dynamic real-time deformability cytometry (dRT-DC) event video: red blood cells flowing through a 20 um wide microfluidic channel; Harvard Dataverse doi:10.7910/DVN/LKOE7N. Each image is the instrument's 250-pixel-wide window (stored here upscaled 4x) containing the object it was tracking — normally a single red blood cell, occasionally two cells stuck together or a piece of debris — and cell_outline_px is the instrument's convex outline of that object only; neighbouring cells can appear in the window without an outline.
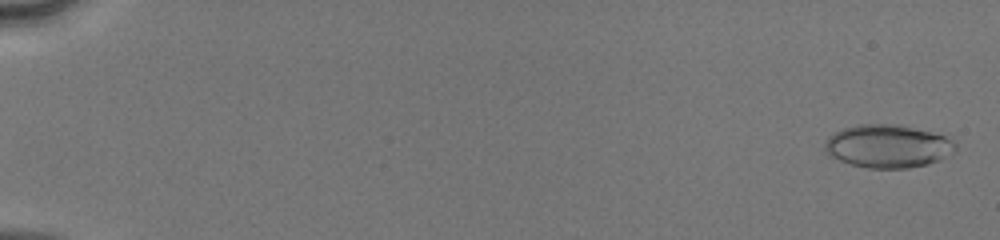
{"species": "human", "species_latin": "Homo sapiens", "temperature_condition": "cold", "stored_images_in_passage": 52, "camera_frame_rate_fps": 3000, "um_per_image_px": 0.085, "donor": {"sex": "male"}, "frame": {"image": 1, "passage_image": 2, "time_ms": 0.333, "image_size_px": [1000, 240], "cell_outline_px": [[956, 152], [940, 160], [928, 164], [908, 168], [868, 168], [852, 164], [840, 160], [832, 156], [824, 148], [824, 144], [828, 136], [844, 128], [860, 124], [896, 124], [948, 132], [956, 144]], "centroid_in_image_um": [75.61, 12.39], "position_along_channel_um": 9.4, "area_um2": 33.58}}
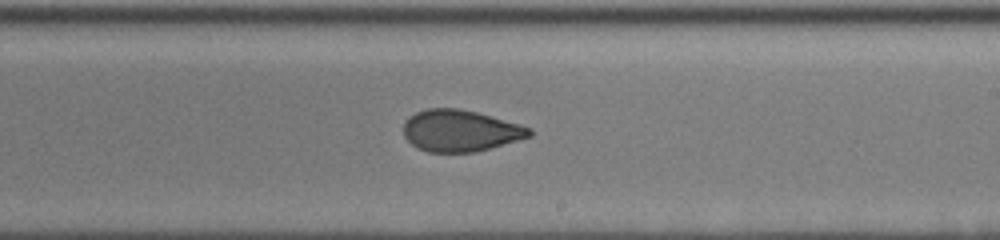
{"frame": {"image": 2, "passage_image": 33, "time_ms": 10.667, "image_size_px": [1000, 240], "cell_outline_px": [[532, 136], [476, 152], [428, 152], [416, 148], [404, 136], [404, 120], [408, 116], [416, 112], [428, 108], [460, 108], [476, 112], [520, 124], [532, 128]], "centroid_in_image_um": [39.11, 11.11], "position_along_channel_um": 249.9, "area_um2": 30.63}}
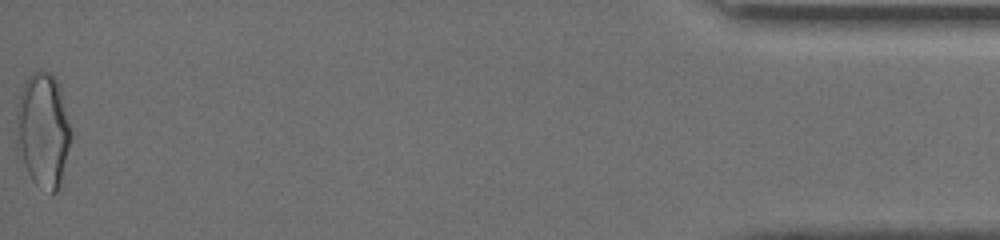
{"frame": {"image": 3, "passage_image": 52, "time_ms": 17.0, "image_size_px": [1000, 240], "cell_outline_px": [[72, 136], [60, 188], [52, 196], [36, 184], [32, 180], [28, 172], [16, 140], [16, 104], [20, 92], [28, 76], [36, 68], [40, 68], [48, 72], [56, 80], [60, 88], [72, 128]], "centroid_in_image_um": [3.68, 11.05], "position_along_channel_um": 431.5, "area_um2": 36.93}, "authors_computed_cell_mechanics": {"area_um2": 31.4721, "velocity_mm_per_s": 4.1612, "shape_relaxation_time_tau1_ms": 7.1634, "shape_relaxation_time_tau2_ms": 1.4385, "deformation_change_tau1": 0.1801, "deformation_change_tau2": 0.0746}}